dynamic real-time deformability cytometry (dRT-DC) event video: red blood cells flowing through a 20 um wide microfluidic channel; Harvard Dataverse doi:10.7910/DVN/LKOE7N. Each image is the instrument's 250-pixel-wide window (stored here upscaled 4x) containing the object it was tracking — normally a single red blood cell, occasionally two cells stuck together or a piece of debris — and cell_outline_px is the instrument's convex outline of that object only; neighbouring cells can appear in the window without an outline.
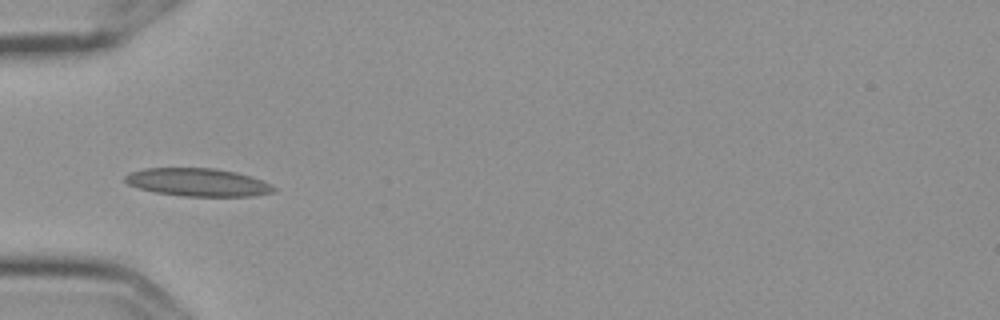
{"species": "Egyptian fruit bat (a non-hibernating species)", "species_latin": "Rousettus aegyptiacus", "temperature_condition": "cold", "stored_images_in_passage": 6, "camera_frame_rate_fps": 3000, "um_per_image_px": 0.085, "frame": {"image": 1, "passage_image": 5, "time_ms": 1.333, "image_size_px": [1000, 320], "cell_outline_px": [[276, 188], [272, 192], [252, 196], [184, 196], [156, 192], [140, 188], [128, 184], [124, 180], [124, 176], [128, 172], [144, 168], [216, 168], [236, 172], [272, 184]], "centroid_in_image_um": [16.78, 15.48], "position_along_channel_um": 68.2, "area_um2": 24.1}}
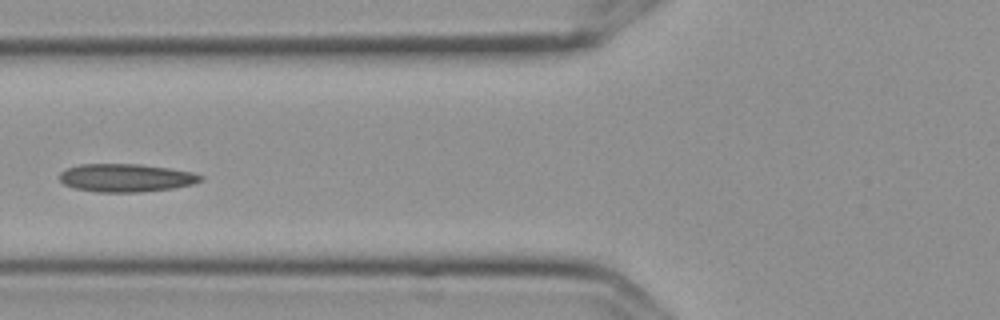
{"frame": {"image": 2, "passage_image": 6, "time_ms": 1.667, "image_size_px": [1000, 320], "cell_outline_px": [[204, 180], [192, 184], [172, 188], [136, 192], [96, 192], [72, 188], [64, 184], [60, 180], [60, 172], [68, 168], [80, 164], [140, 164], [168, 168], [192, 172], [204, 176]], "centroid_in_image_um": [10.7, 15.11], "position_along_channel_um": 115.1, "area_um2": 23.06}}